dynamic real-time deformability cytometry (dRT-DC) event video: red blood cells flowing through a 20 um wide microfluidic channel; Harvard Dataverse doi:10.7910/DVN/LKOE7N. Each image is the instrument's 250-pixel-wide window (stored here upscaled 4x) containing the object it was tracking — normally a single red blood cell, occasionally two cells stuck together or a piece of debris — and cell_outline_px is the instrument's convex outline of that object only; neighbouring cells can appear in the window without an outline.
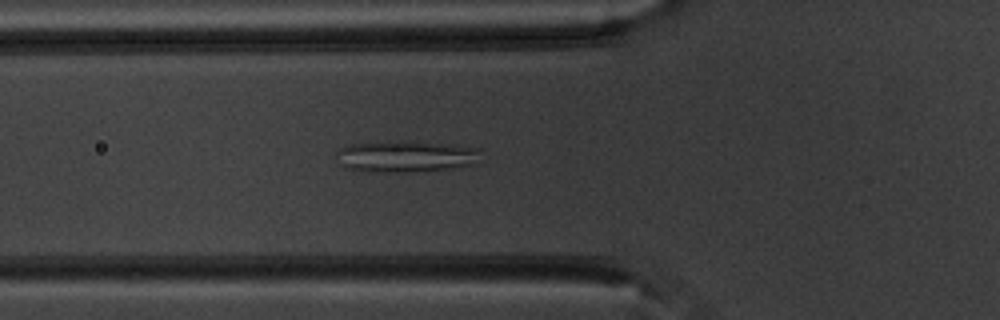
{"species": "common noctule bat (a hibernating species)", "species_latin": "Nyctalus noctula", "temperature_condition": "warm", "stored_images_in_passage": 53, "camera_frame_rate_fps": 3000, "um_per_image_px": 0.085, "animal": {"sex": "male", "body_mass_g": 20.1, "forearm_length_mm": 53.5}, "frame": {"image": 1, "passage_image": 19, "time_ms": 6.0, "image_size_px": [1000, 320], "cell_outline_px": [[480, 148], [468, 164], [448, 168], [424, 172], [364, 172], [344, 168], [340, 164], [336, 152], [340, 148], [348, 144], [388, 140], [416, 140]], "centroid_in_image_um": [34.31, 13.27], "position_along_channel_um": 91.5, "area_um2": 26.76}}
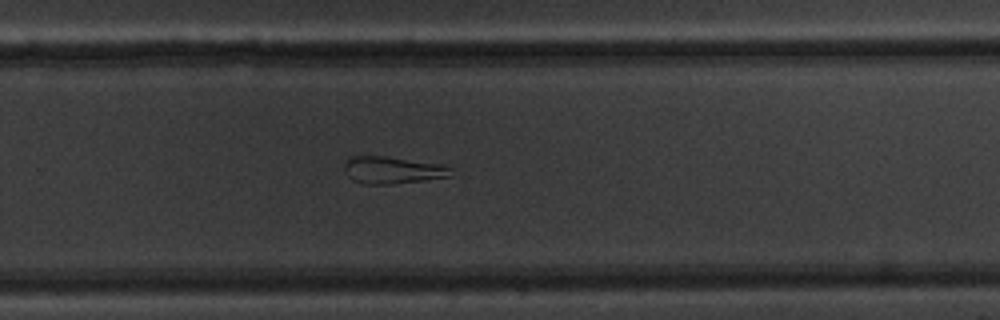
{"frame": {"image": 2, "passage_image": 35, "time_ms": 11.333, "image_size_px": [1000, 320], "cell_outline_px": [[452, 176], [424, 180], [392, 184], [364, 184], [352, 180], [344, 172], [344, 164], [352, 156], [384, 156], [440, 164], [452, 168]], "centroid_in_image_um": [33.35, 14.46], "position_along_channel_um": 296.4, "area_um2": 16.82}}
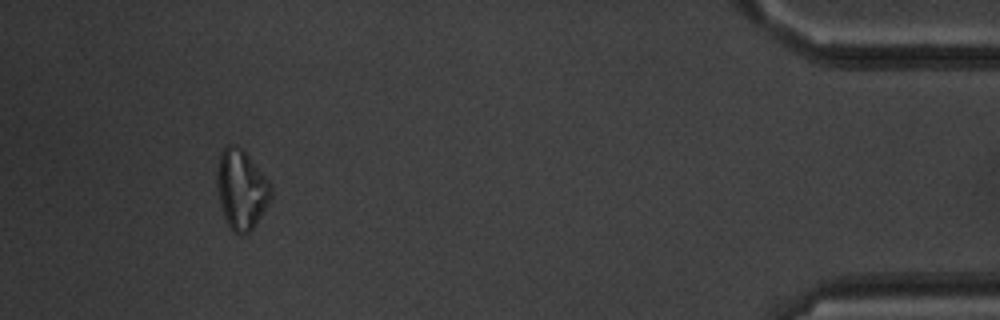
{"frame": {"image": 3, "passage_image": 49, "time_ms": 16.0, "image_size_px": [1000, 320], "cell_outline_px": [[272, 196], [256, 224], [248, 232], [240, 236], [228, 224], [224, 216], [220, 204], [216, 184], [216, 168], [220, 152], [224, 144], [232, 144], [244, 148], [272, 184]], "centroid_in_image_um": [20.51, 16.02], "position_along_channel_um": 414.7, "area_um2": 25.49}}